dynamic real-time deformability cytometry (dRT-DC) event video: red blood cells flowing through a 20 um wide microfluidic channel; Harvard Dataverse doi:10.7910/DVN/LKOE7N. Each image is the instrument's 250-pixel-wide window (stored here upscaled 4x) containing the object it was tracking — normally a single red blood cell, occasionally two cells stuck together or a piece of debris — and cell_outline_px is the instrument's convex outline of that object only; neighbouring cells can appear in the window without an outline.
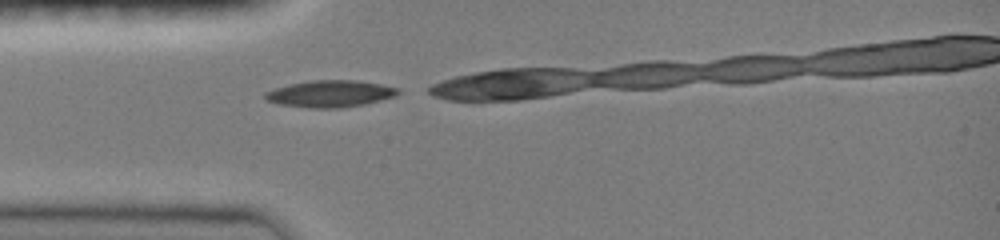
{"species": "common noctule bat (a hibernating species)", "species_latin": "Nyctalus noctula", "temperature_condition": "room temperature", "stored_images_in_passage": 5, "camera_frame_rate_fps": 3000, "um_per_image_px": 0.085, "animal": {"sex": "female", "body_mass_g": 19.0, "forearm_length_mm": 51.5}, "frame": {"image": 1, "passage_image": 1, "time_ms": 0.0, "image_size_px": [1000, 240], "cell_outline_px": [[400, 92], [396, 96], [364, 104], [340, 108], [308, 108], [276, 104], [264, 100], [264, 92], [288, 84], [312, 80], [356, 80], [380, 84], [400, 88]], "centroid_in_image_um": [28.03, 7.97], "position_along_channel_um": 57.0, "area_um2": 20.98}}